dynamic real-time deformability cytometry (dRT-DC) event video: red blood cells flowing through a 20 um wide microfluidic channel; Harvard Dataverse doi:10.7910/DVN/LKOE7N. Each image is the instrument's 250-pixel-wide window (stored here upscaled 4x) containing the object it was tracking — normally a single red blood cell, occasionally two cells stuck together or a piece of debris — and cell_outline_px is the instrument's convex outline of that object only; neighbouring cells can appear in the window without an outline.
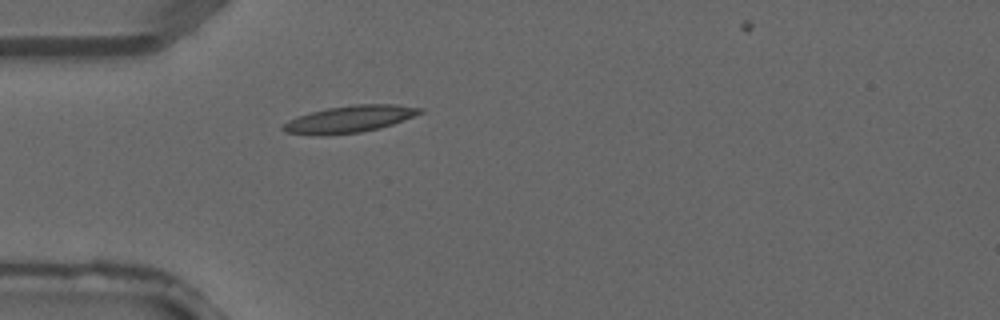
{"species": "common noctule bat (a hibernating species)", "species_latin": "Nyctalus noctula", "temperature_condition": "warm", "stored_images_in_passage": 2, "camera_frame_rate_fps": 3000, "um_per_image_px": 0.085, "animal": {"sex": "male", "forearm_length_mm": 52.5}, "frame": {"image": 1, "passage_image": 2, "time_ms": 0.333, "image_size_px": [1000, 320], "cell_outline_px": [[424, 112], [392, 124], [380, 128], [360, 132], [320, 136], [284, 132], [280, 128], [288, 120], [312, 112], [328, 108], [352, 104], [396, 104], [424, 108]], "centroid_in_image_um": [29.72, 10.12], "position_along_channel_um": 55.3, "area_um2": 21.44}}